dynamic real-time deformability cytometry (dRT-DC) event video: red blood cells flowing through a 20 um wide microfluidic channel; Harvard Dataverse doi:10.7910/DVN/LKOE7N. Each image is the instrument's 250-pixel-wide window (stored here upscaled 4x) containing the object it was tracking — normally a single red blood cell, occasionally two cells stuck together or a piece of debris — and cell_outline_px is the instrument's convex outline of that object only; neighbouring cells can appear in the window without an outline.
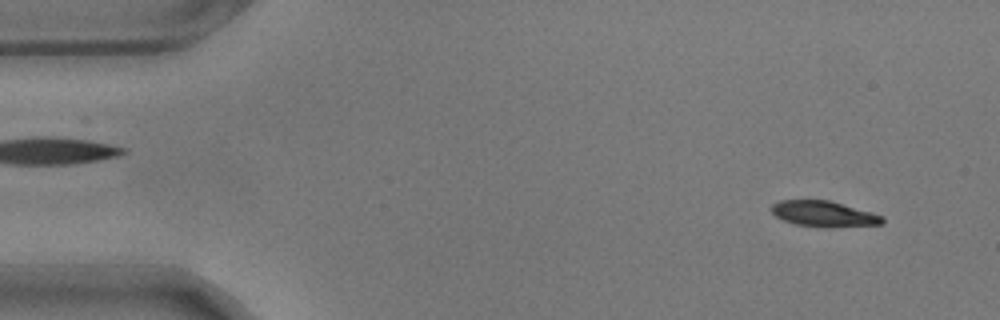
{"species": "common noctule bat (a hibernating species)", "species_latin": "Nyctalus noctula", "temperature_condition": "warm", "stored_images_in_passage": 16, "camera_frame_rate_fps": 3000, "um_per_image_px": 0.085, "animal": {"sex": "male", "body_mass_g": 17.9}, "frame": {"image": 1, "passage_image": 4, "time_ms": 1.0, "image_size_px": [1000, 320], "cell_outline_px": [[884, 220], [880, 224], [824, 228], [796, 224], [784, 220], [776, 216], [768, 208], [772, 204], [780, 200], [828, 200], [872, 212], [884, 216]], "centroid_in_image_um": [70.0, 18.18], "position_along_channel_um": 15.0, "area_um2": 16.65}}
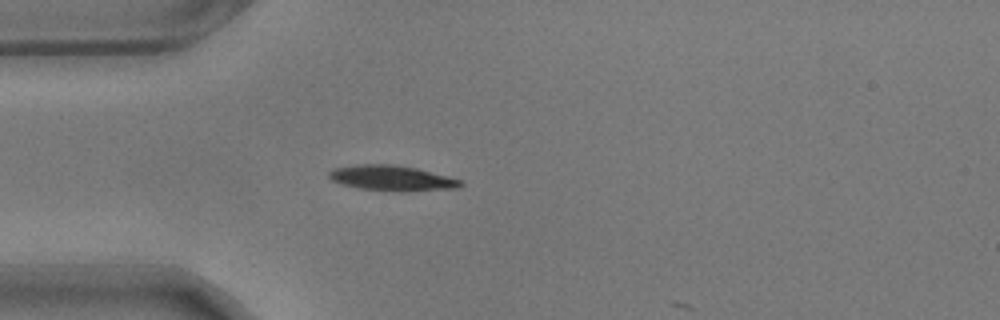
{"frame": {"image": 2, "passage_image": 15, "time_ms": 4.667, "image_size_px": [1000, 320], "cell_outline_px": [[464, 184], [460, 188], [396, 192], [360, 188], [344, 184], [332, 180], [328, 176], [328, 172], [332, 168], [356, 164], [392, 164], [416, 168], [448, 176], [460, 180]], "centroid_in_image_um": [33.31, 15.14], "position_along_channel_um": 51.7, "area_um2": 19.48}}